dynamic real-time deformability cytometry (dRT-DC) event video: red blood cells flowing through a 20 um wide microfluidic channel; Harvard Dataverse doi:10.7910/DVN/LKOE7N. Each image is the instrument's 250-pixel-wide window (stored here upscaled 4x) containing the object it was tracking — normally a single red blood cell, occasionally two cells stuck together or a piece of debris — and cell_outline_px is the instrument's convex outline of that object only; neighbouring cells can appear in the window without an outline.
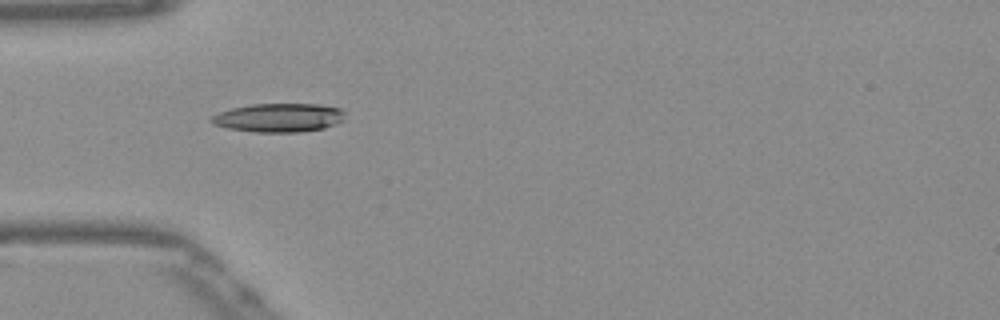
{"species": "Egyptian fruit bat (a non-hibernating species)", "species_latin": "Rousettus aegyptiacus", "temperature_condition": "warm", "stored_images_in_passage": 13, "camera_frame_rate_fps": 3000, "um_per_image_px": 0.085, "frame": {"image": 1, "passage_image": 1, "time_ms": 0.0, "image_size_px": [1000, 320], "cell_outline_px": [[344, 120], [336, 124], [324, 128], [296, 132], [256, 132], [228, 128], [212, 124], [208, 120], [212, 116], [220, 112], [232, 108], [252, 104], [320, 104], [340, 108], [344, 112]], "centroid_in_image_um": [23.7, 10.0], "position_along_channel_um": 61.3, "area_um2": 22.37}}
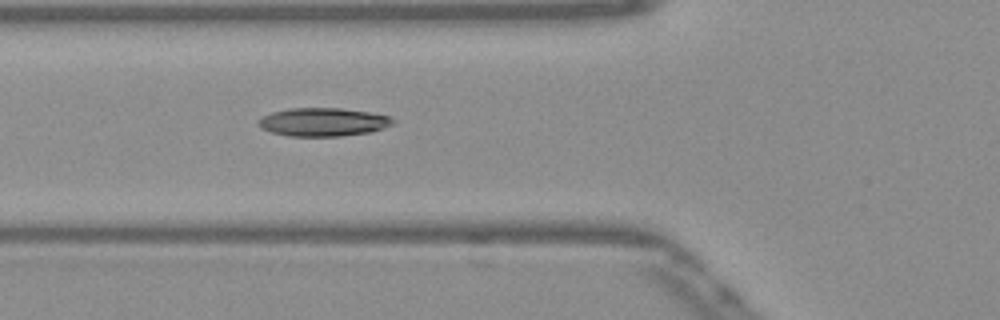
{"frame": {"image": 2, "passage_image": 4, "time_ms": 1.0, "image_size_px": [1000, 320], "cell_outline_px": [[396, 124], [372, 132], [340, 136], [288, 136], [272, 132], [260, 128], [256, 124], [264, 116], [272, 112], [292, 108], [340, 108], [372, 112], [388, 116], [396, 120]], "centroid_in_image_um": [27.52, 10.37], "position_along_channel_um": 98.3, "area_um2": 22.37}}
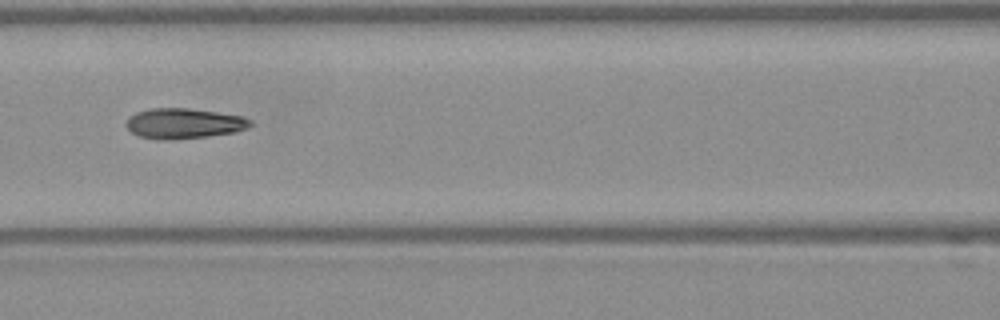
{"frame": {"image": 3, "passage_image": 8, "time_ms": 2.333, "image_size_px": [1000, 320], "cell_outline_px": [[252, 124], [248, 128], [232, 132], [204, 136], [168, 140], [160, 140], [140, 136], [132, 132], [124, 124], [128, 116], [136, 112], [148, 108], [188, 108], [244, 116], [252, 120]], "centroid_in_image_um": [15.59, 10.48], "position_along_channel_um": 151.0, "area_um2": 21.91}}